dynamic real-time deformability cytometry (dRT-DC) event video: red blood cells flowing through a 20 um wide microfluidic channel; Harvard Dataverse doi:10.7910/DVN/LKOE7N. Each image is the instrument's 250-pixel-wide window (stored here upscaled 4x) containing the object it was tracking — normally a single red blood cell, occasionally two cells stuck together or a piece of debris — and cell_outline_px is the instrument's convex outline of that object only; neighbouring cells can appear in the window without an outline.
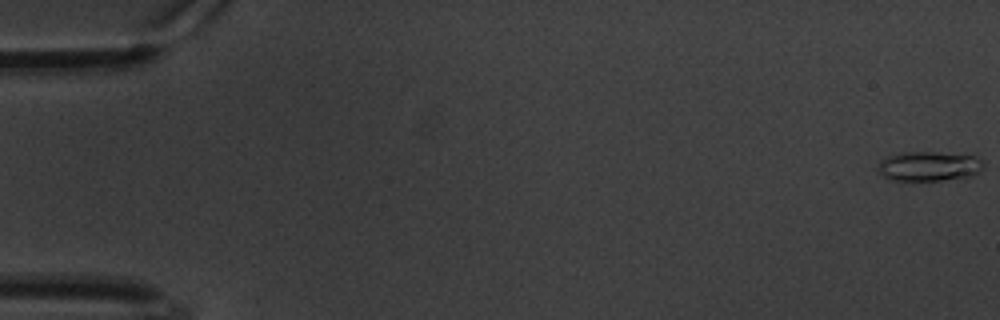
{"species": "common noctule bat (a hibernating species)", "species_latin": "Nyctalus noctula", "temperature_condition": "warm", "stored_images_in_passage": 62, "camera_frame_rate_fps": 3000, "um_per_image_px": 0.085, "animal": {"sex": "male", "body_mass_g": 20.1, "forearm_length_mm": 53.5}, "frame": {"image": 1, "passage_image": 1, "time_ms": 0.0, "image_size_px": [1000, 320], "cell_outline_px": [[984, 168], [980, 172], [964, 180], [888, 180], [876, 168], [880, 160], [888, 156], [904, 152], [936, 152], [976, 156], [984, 160]], "centroid_in_image_um": [79.03, 14.14], "position_along_channel_um": 6.0, "area_um2": 18.73}}
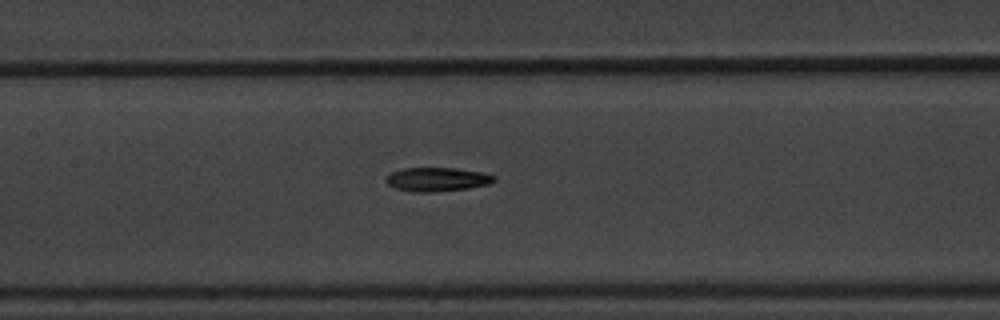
{"frame": {"image": 2, "passage_image": 30, "time_ms": 9.667, "image_size_px": [1000, 320], "cell_outline_px": [[496, 180], [492, 184], [468, 188], [432, 192], [416, 192], [396, 188], [388, 184], [384, 180], [392, 172], [400, 168], [456, 168], [480, 172], [496, 176]], "centroid_in_image_um": [37.18, 15.24], "position_along_channel_um": 170.2, "area_um2": 15.03}}
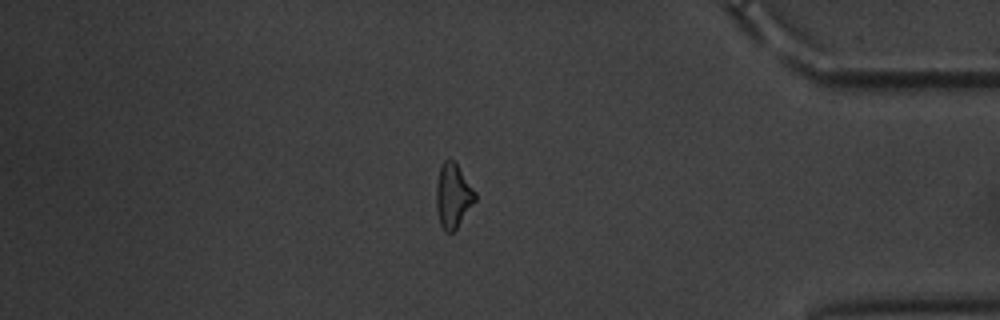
{"frame": {"image": 3, "passage_image": 53, "time_ms": 17.333, "image_size_px": [1000, 320], "cell_outline_px": [[476, 200], [456, 228], [452, 232], [444, 232], [440, 224], [436, 208], [436, 184], [440, 168], [444, 160], [448, 156], [456, 164], [476, 192]], "centroid_in_image_um": [38.49, 16.63], "position_along_channel_um": 396.7, "area_um2": 14.45}, "authors_computed_cell_mechanics": {"area_um2": 15.0858, "velocity_mm_per_s": 3.3341, "shape_relaxation_time_tau1_ms": 4.3137, "shape_relaxation_time_tau2_ms": null, "deformation_change_tau1": 0.137, "deformation_change_tau2": null}}